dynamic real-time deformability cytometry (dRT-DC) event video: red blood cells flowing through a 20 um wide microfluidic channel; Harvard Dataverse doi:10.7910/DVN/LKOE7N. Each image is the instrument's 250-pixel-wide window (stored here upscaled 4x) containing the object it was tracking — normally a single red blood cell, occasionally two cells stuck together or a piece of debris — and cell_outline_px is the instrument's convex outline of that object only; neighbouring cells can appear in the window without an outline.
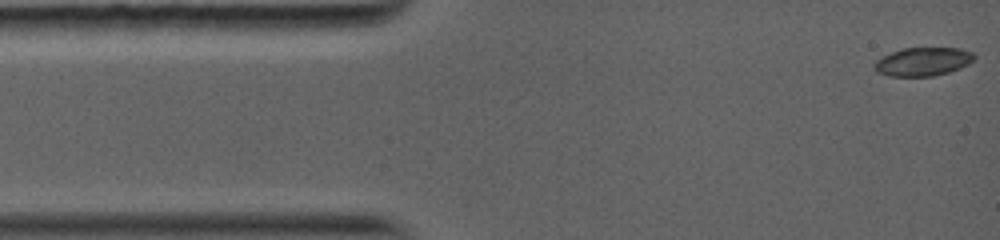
{"species": "common noctule bat (a hibernating species)", "species_latin": "Nyctalus noctula", "temperature_condition": "warm", "stored_images_in_passage": 56, "camera_frame_rate_fps": 5000, "um_per_image_px": 0.085, "animal": {"sex": "female", "body_mass_g": 19.0, "forearm_length_mm": 56.7}, "frame": {"image": 1, "passage_image": 1, "time_ms": 0.0, "image_size_px": [1000, 240], "cell_outline_px": [[976, 56], [968, 64], [960, 68], [948, 72], [932, 76], [888, 76], [876, 72], [872, 68], [872, 64], [876, 60], [892, 52], [904, 48], [960, 48], [972, 52]], "centroid_in_image_um": [78.41, 5.24], "position_along_channel_um": 6.6, "area_um2": 16.59}}
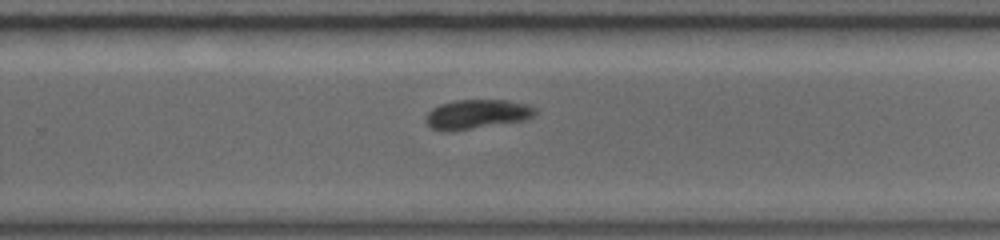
{"frame": {"image": 2, "passage_image": 25, "time_ms": 8.8, "image_size_px": [1000, 240], "cell_outline_px": [[536, 112], [532, 116], [524, 120], [452, 132], [444, 132], [432, 128], [424, 120], [428, 112], [432, 108], [440, 104], [456, 100], [504, 100], [528, 104], [536, 108]], "centroid_in_image_um": [40.5, 9.71], "position_along_channel_um": 289.3, "area_um2": 18.79}}
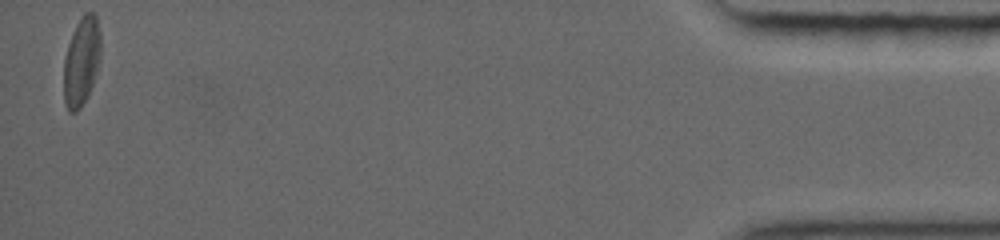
{"frame": {"image": 3, "passage_image": 56, "time_ms": 15.2, "image_size_px": [1000, 240], "cell_outline_px": [[100, 56], [96, 72], [88, 96], [80, 108], [76, 112], [68, 112], [64, 104], [64, 60], [68, 44], [72, 32], [76, 24], [84, 12], [92, 12], [96, 16], [100, 32]], "centroid_in_image_um": [6.91, 5.22], "position_along_channel_um": 428.3, "area_um2": 19.13}, "authors_computed_cell_mechanics": {"area_um2": 18.8717, "velocity_mm_per_s": 4.0933, "shape_relaxation_time_tau1_ms": 2.7936, "shape_relaxation_time_tau2_ms": null, "deformation_change_tau1": 0.0966, "deformation_change_tau2": null}}